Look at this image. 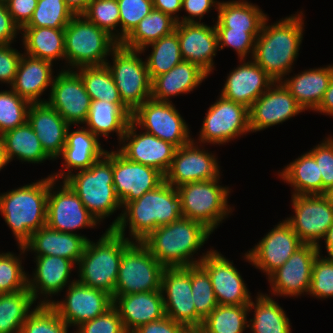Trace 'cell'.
<instances>
[{
  "label": "cell",
  "mask_w": 333,
  "mask_h": 333,
  "mask_svg": "<svg viewBox=\"0 0 333 333\" xmlns=\"http://www.w3.org/2000/svg\"><path fill=\"white\" fill-rule=\"evenodd\" d=\"M110 227L116 233L126 236L129 225L131 242H142L159 226L183 218L182 200L177 188L164 181L157 188L144 193L140 198L127 203ZM127 224V225H126ZM133 239V240H132Z\"/></svg>",
  "instance_id": "1"
},
{
  "label": "cell",
  "mask_w": 333,
  "mask_h": 333,
  "mask_svg": "<svg viewBox=\"0 0 333 333\" xmlns=\"http://www.w3.org/2000/svg\"><path fill=\"white\" fill-rule=\"evenodd\" d=\"M297 12L267 25V17L255 40L252 60L275 82L281 81L292 71L303 40L304 14Z\"/></svg>",
  "instance_id": "2"
},
{
  "label": "cell",
  "mask_w": 333,
  "mask_h": 333,
  "mask_svg": "<svg viewBox=\"0 0 333 333\" xmlns=\"http://www.w3.org/2000/svg\"><path fill=\"white\" fill-rule=\"evenodd\" d=\"M211 234L202 223L180 218L159 226L142 243L164 268L187 267L199 264L209 252L193 257Z\"/></svg>",
  "instance_id": "3"
},
{
  "label": "cell",
  "mask_w": 333,
  "mask_h": 333,
  "mask_svg": "<svg viewBox=\"0 0 333 333\" xmlns=\"http://www.w3.org/2000/svg\"><path fill=\"white\" fill-rule=\"evenodd\" d=\"M48 177L0 195V213L12 230L18 246L46 226Z\"/></svg>",
  "instance_id": "4"
},
{
  "label": "cell",
  "mask_w": 333,
  "mask_h": 333,
  "mask_svg": "<svg viewBox=\"0 0 333 333\" xmlns=\"http://www.w3.org/2000/svg\"><path fill=\"white\" fill-rule=\"evenodd\" d=\"M131 243L113 229H106L96 243L89 239L77 263L76 280L113 298L122 254Z\"/></svg>",
  "instance_id": "5"
},
{
  "label": "cell",
  "mask_w": 333,
  "mask_h": 333,
  "mask_svg": "<svg viewBox=\"0 0 333 333\" xmlns=\"http://www.w3.org/2000/svg\"><path fill=\"white\" fill-rule=\"evenodd\" d=\"M78 195L86 209L100 222L122 208L113 185V151L106 153L88 169L76 170L64 180Z\"/></svg>",
  "instance_id": "6"
},
{
  "label": "cell",
  "mask_w": 333,
  "mask_h": 333,
  "mask_svg": "<svg viewBox=\"0 0 333 333\" xmlns=\"http://www.w3.org/2000/svg\"><path fill=\"white\" fill-rule=\"evenodd\" d=\"M65 63L68 70L102 66L119 42L82 14L75 15L64 29ZM71 66V67H70Z\"/></svg>",
  "instance_id": "7"
},
{
  "label": "cell",
  "mask_w": 333,
  "mask_h": 333,
  "mask_svg": "<svg viewBox=\"0 0 333 333\" xmlns=\"http://www.w3.org/2000/svg\"><path fill=\"white\" fill-rule=\"evenodd\" d=\"M217 179L191 182L177 188L182 200L183 218L202 223L212 233L229 213V187L219 185Z\"/></svg>",
  "instance_id": "8"
},
{
  "label": "cell",
  "mask_w": 333,
  "mask_h": 333,
  "mask_svg": "<svg viewBox=\"0 0 333 333\" xmlns=\"http://www.w3.org/2000/svg\"><path fill=\"white\" fill-rule=\"evenodd\" d=\"M142 52L119 43L111 52L113 62L105 64L112 74L122 102L133 112L151 98V79Z\"/></svg>",
  "instance_id": "9"
},
{
  "label": "cell",
  "mask_w": 333,
  "mask_h": 333,
  "mask_svg": "<svg viewBox=\"0 0 333 333\" xmlns=\"http://www.w3.org/2000/svg\"><path fill=\"white\" fill-rule=\"evenodd\" d=\"M163 270L142 242H132L123 251L114 295L160 290Z\"/></svg>",
  "instance_id": "10"
},
{
  "label": "cell",
  "mask_w": 333,
  "mask_h": 333,
  "mask_svg": "<svg viewBox=\"0 0 333 333\" xmlns=\"http://www.w3.org/2000/svg\"><path fill=\"white\" fill-rule=\"evenodd\" d=\"M131 121L141 131L171 143L176 148L188 144L191 138L188 124L172 102L146 100L133 112Z\"/></svg>",
  "instance_id": "11"
},
{
  "label": "cell",
  "mask_w": 333,
  "mask_h": 333,
  "mask_svg": "<svg viewBox=\"0 0 333 333\" xmlns=\"http://www.w3.org/2000/svg\"><path fill=\"white\" fill-rule=\"evenodd\" d=\"M56 182L48 176L46 226L55 231L73 234L77 229L96 227L99 222L73 189L65 181L57 189Z\"/></svg>",
  "instance_id": "12"
},
{
  "label": "cell",
  "mask_w": 333,
  "mask_h": 333,
  "mask_svg": "<svg viewBox=\"0 0 333 333\" xmlns=\"http://www.w3.org/2000/svg\"><path fill=\"white\" fill-rule=\"evenodd\" d=\"M294 215L285 219L303 244L318 247L321 254V239L333 226V206L322 194L292 195Z\"/></svg>",
  "instance_id": "13"
},
{
  "label": "cell",
  "mask_w": 333,
  "mask_h": 333,
  "mask_svg": "<svg viewBox=\"0 0 333 333\" xmlns=\"http://www.w3.org/2000/svg\"><path fill=\"white\" fill-rule=\"evenodd\" d=\"M206 112L200 129L199 142L202 144H226L234 138L251 132L249 109L243 104L218 96Z\"/></svg>",
  "instance_id": "14"
},
{
  "label": "cell",
  "mask_w": 333,
  "mask_h": 333,
  "mask_svg": "<svg viewBox=\"0 0 333 333\" xmlns=\"http://www.w3.org/2000/svg\"><path fill=\"white\" fill-rule=\"evenodd\" d=\"M66 288L63 300H51V306L69 326L80 324L104 314L113 306V298L105 291L74 281Z\"/></svg>",
  "instance_id": "15"
},
{
  "label": "cell",
  "mask_w": 333,
  "mask_h": 333,
  "mask_svg": "<svg viewBox=\"0 0 333 333\" xmlns=\"http://www.w3.org/2000/svg\"><path fill=\"white\" fill-rule=\"evenodd\" d=\"M55 75L48 101L70 125L84 124L87 120L91 99L80 75L75 70L61 69Z\"/></svg>",
  "instance_id": "16"
},
{
  "label": "cell",
  "mask_w": 333,
  "mask_h": 333,
  "mask_svg": "<svg viewBox=\"0 0 333 333\" xmlns=\"http://www.w3.org/2000/svg\"><path fill=\"white\" fill-rule=\"evenodd\" d=\"M303 245L290 224L280 221L243 256L268 277L280 268Z\"/></svg>",
  "instance_id": "17"
},
{
  "label": "cell",
  "mask_w": 333,
  "mask_h": 333,
  "mask_svg": "<svg viewBox=\"0 0 333 333\" xmlns=\"http://www.w3.org/2000/svg\"><path fill=\"white\" fill-rule=\"evenodd\" d=\"M192 139L188 144L176 148L165 181L178 188L191 182L207 181L220 177L217 157L198 147Z\"/></svg>",
  "instance_id": "18"
},
{
  "label": "cell",
  "mask_w": 333,
  "mask_h": 333,
  "mask_svg": "<svg viewBox=\"0 0 333 333\" xmlns=\"http://www.w3.org/2000/svg\"><path fill=\"white\" fill-rule=\"evenodd\" d=\"M160 290L165 315L175 322L183 324L190 331L196 330V309L191 289V266L164 268Z\"/></svg>",
  "instance_id": "19"
},
{
  "label": "cell",
  "mask_w": 333,
  "mask_h": 333,
  "mask_svg": "<svg viewBox=\"0 0 333 333\" xmlns=\"http://www.w3.org/2000/svg\"><path fill=\"white\" fill-rule=\"evenodd\" d=\"M164 181L165 175L157 169L130 161L118 150L113 151V185L122 208Z\"/></svg>",
  "instance_id": "20"
},
{
  "label": "cell",
  "mask_w": 333,
  "mask_h": 333,
  "mask_svg": "<svg viewBox=\"0 0 333 333\" xmlns=\"http://www.w3.org/2000/svg\"><path fill=\"white\" fill-rule=\"evenodd\" d=\"M319 254L318 247L303 244L293 255L268 278L273 296H301L308 294L312 267Z\"/></svg>",
  "instance_id": "21"
},
{
  "label": "cell",
  "mask_w": 333,
  "mask_h": 333,
  "mask_svg": "<svg viewBox=\"0 0 333 333\" xmlns=\"http://www.w3.org/2000/svg\"><path fill=\"white\" fill-rule=\"evenodd\" d=\"M209 274L219 305H249L251 293L242 276L221 252L209 250L199 263Z\"/></svg>",
  "instance_id": "22"
},
{
  "label": "cell",
  "mask_w": 333,
  "mask_h": 333,
  "mask_svg": "<svg viewBox=\"0 0 333 333\" xmlns=\"http://www.w3.org/2000/svg\"><path fill=\"white\" fill-rule=\"evenodd\" d=\"M138 126L132 121L117 150L128 160L153 167L164 175L170 168L176 147L146 132L136 133ZM122 144V145H121Z\"/></svg>",
  "instance_id": "23"
},
{
  "label": "cell",
  "mask_w": 333,
  "mask_h": 333,
  "mask_svg": "<svg viewBox=\"0 0 333 333\" xmlns=\"http://www.w3.org/2000/svg\"><path fill=\"white\" fill-rule=\"evenodd\" d=\"M304 112L281 81L274 82L249 108L251 132L283 123Z\"/></svg>",
  "instance_id": "24"
},
{
  "label": "cell",
  "mask_w": 333,
  "mask_h": 333,
  "mask_svg": "<svg viewBox=\"0 0 333 333\" xmlns=\"http://www.w3.org/2000/svg\"><path fill=\"white\" fill-rule=\"evenodd\" d=\"M175 30L183 61L197 65L210 75L215 66L213 57L219 50L215 25L208 26L204 22L177 23Z\"/></svg>",
  "instance_id": "25"
},
{
  "label": "cell",
  "mask_w": 333,
  "mask_h": 333,
  "mask_svg": "<svg viewBox=\"0 0 333 333\" xmlns=\"http://www.w3.org/2000/svg\"><path fill=\"white\" fill-rule=\"evenodd\" d=\"M240 64L228 74L220 95L249 109L275 81L251 58Z\"/></svg>",
  "instance_id": "26"
},
{
  "label": "cell",
  "mask_w": 333,
  "mask_h": 333,
  "mask_svg": "<svg viewBox=\"0 0 333 333\" xmlns=\"http://www.w3.org/2000/svg\"><path fill=\"white\" fill-rule=\"evenodd\" d=\"M36 268L33 271L32 278L28 275V290L34 300L39 295L44 297L38 304H51L52 295H57L67 285L76 281H69L71 272L74 268V262L58 256H35ZM69 282V283H68ZM42 294V295H41Z\"/></svg>",
  "instance_id": "27"
},
{
  "label": "cell",
  "mask_w": 333,
  "mask_h": 333,
  "mask_svg": "<svg viewBox=\"0 0 333 333\" xmlns=\"http://www.w3.org/2000/svg\"><path fill=\"white\" fill-rule=\"evenodd\" d=\"M88 240V237L82 234L55 231L44 226L33 232L29 240L18 248L22 254L33 251L36 256H58L77 265Z\"/></svg>",
  "instance_id": "28"
},
{
  "label": "cell",
  "mask_w": 333,
  "mask_h": 333,
  "mask_svg": "<svg viewBox=\"0 0 333 333\" xmlns=\"http://www.w3.org/2000/svg\"><path fill=\"white\" fill-rule=\"evenodd\" d=\"M70 126L67 130L66 142L60 156L63 158L62 168L64 171L53 173L50 176L58 182L64 181L75 170L88 169L95 161L100 159L107 150L103 149L99 138L89 131L85 126L79 127L77 130H71ZM68 171V172H66ZM60 178V179H59Z\"/></svg>",
  "instance_id": "29"
},
{
  "label": "cell",
  "mask_w": 333,
  "mask_h": 333,
  "mask_svg": "<svg viewBox=\"0 0 333 333\" xmlns=\"http://www.w3.org/2000/svg\"><path fill=\"white\" fill-rule=\"evenodd\" d=\"M162 297L161 290L113 296V306L127 333L166 316Z\"/></svg>",
  "instance_id": "30"
},
{
  "label": "cell",
  "mask_w": 333,
  "mask_h": 333,
  "mask_svg": "<svg viewBox=\"0 0 333 333\" xmlns=\"http://www.w3.org/2000/svg\"><path fill=\"white\" fill-rule=\"evenodd\" d=\"M28 123L39 138L45 153L55 160L60 158L66 142L69 124L47 102L31 103Z\"/></svg>",
  "instance_id": "31"
},
{
  "label": "cell",
  "mask_w": 333,
  "mask_h": 333,
  "mask_svg": "<svg viewBox=\"0 0 333 333\" xmlns=\"http://www.w3.org/2000/svg\"><path fill=\"white\" fill-rule=\"evenodd\" d=\"M53 63L40 58L22 54L15 80L11 89L30 103L46 102L40 96L52 86ZM40 98V99H39Z\"/></svg>",
  "instance_id": "32"
},
{
  "label": "cell",
  "mask_w": 333,
  "mask_h": 333,
  "mask_svg": "<svg viewBox=\"0 0 333 333\" xmlns=\"http://www.w3.org/2000/svg\"><path fill=\"white\" fill-rule=\"evenodd\" d=\"M208 76L197 65L182 61L167 73L161 74L152 80L151 98L160 102H172L170 97L190 93Z\"/></svg>",
  "instance_id": "33"
},
{
  "label": "cell",
  "mask_w": 333,
  "mask_h": 333,
  "mask_svg": "<svg viewBox=\"0 0 333 333\" xmlns=\"http://www.w3.org/2000/svg\"><path fill=\"white\" fill-rule=\"evenodd\" d=\"M332 76L333 64H329L326 67L302 71L290 78H283L281 82L304 111H314L320 105Z\"/></svg>",
  "instance_id": "34"
},
{
  "label": "cell",
  "mask_w": 333,
  "mask_h": 333,
  "mask_svg": "<svg viewBox=\"0 0 333 333\" xmlns=\"http://www.w3.org/2000/svg\"><path fill=\"white\" fill-rule=\"evenodd\" d=\"M1 136L4 157L10 163L15 157L21 162L40 164L52 160L44 151L39 138L28 121Z\"/></svg>",
  "instance_id": "35"
},
{
  "label": "cell",
  "mask_w": 333,
  "mask_h": 333,
  "mask_svg": "<svg viewBox=\"0 0 333 333\" xmlns=\"http://www.w3.org/2000/svg\"><path fill=\"white\" fill-rule=\"evenodd\" d=\"M20 34L25 54L52 63L65 60L64 29L23 27Z\"/></svg>",
  "instance_id": "36"
},
{
  "label": "cell",
  "mask_w": 333,
  "mask_h": 333,
  "mask_svg": "<svg viewBox=\"0 0 333 333\" xmlns=\"http://www.w3.org/2000/svg\"><path fill=\"white\" fill-rule=\"evenodd\" d=\"M215 28L238 31H261L267 14L258 5L246 0L221 1L218 4Z\"/></svg>",
  "instance_id": "37"
},
{
  "label": "cell",
  "mask_w": 333,
  "mask_h": 333,
  "mask_svg": "<svg viewBox=\"0 0 333 333\" xmlns=\"http://www.w3.org/2000/svg\"><path fill=\"white\" fill-rule=\"evenodd\" d=\"M294 188L292 195L323 194V180L315 158L307 151L278 173Z\"/></svg>",
  "instance_id": "38"
},
{
  "label": "cell",
  "mask_w": 333,
  "mask_h": 333,
  "mask_svg": "<svg viewBox=\"0 0 333 333\" xmlns=\"http://www.w3.org/2000/svg\"><path fill=\"white\" fill-rule=\"evenodd\" d=\"M131 118L115 103L95 100L91 101L86 128L98 138L103 136L108 139L115 132L121 141Z\"/></svg>",
  "instance_id": "39"
},
{
  "label": "cell",
  "mask_w": 333,
  "mask_h": 333,
  "mask_svg": "<svg viewBox=\"0 0 333 333\" xmlns=\"http://www.w3.org/2000/svg\"><path fill=\"white\" fill-rule=\"evenodd\" d=\"M255 303L250 301L248 309H254L253 319L248 322L252 333H291V324L286 312L268 294H258Z\"/></svg>",
  "instance_id": "40"
},
{
  "label": "cell",
  "mask_w": 333,
  "mask_h": 333,
  "mask_svg": "<svg viewBox=\"0 0 333 333\" xmlns=\"http://www.w3.org/2000/svg\"><path fill=\"white\" fill-rule=\"evenodd\" d=\"M177 21L170 15L152 9L121 42L124 47L145 52L149 44L175 31Z\"/></svg>",
  "instance_id": "41"
},
{
  "label": "cell",
  "mask_w": 333,
  "mask_h": 333,
  "mask_svg": "<svg viewBox=\"0 0 333 333\" xmlns=\"http://www.w3.org/2000/svg\"><path fill=\"white\" fill-rule=\"evenodd\" d=\"M76 72L80 75L91 101L101 100L117 104L130 118L132 111L122 102L112 74L106 65L83 66Z\"/></svg>",
  "instance_id": "42"
},
{
  "label": "cell",
  "mask_w": 333,
  "mask_h": 333,
  "mask_svg": "<svg viewBox=\"0 0 333 333\" xmlns=\"http://www.w3.org/2000/svg\"><path fill=\"white\" fill-rule=\"evenodd\" d=\"M34 303L28 289L0 294V333H20Z\"/></svg>",
  "instance_id": "43"
},
{
  "label": "cell",
  "mask_w": 333,
  "mask_h": 333,
  "mask_svg": "<svg viewBox=\"0 0 333 333\" xmlns=\"http://www.w3.org/2000/svg\"><path fill=\"white\" fill-rule=\"evenodd\" d=\"M248 305H217L203 320L200 333H243L248 327Z\"/></svg>",
  "instance_id": "44"
},
{
  "label": "cell",
  "mask_w": 333,
  "mask_h": 333,
  "mask_svg": "<svg viewBox=\"0 0 333 333\" xmlns=\"http://www.w3.org/2000/svg\"><path fill=\"white\" fill-rule=\"evenodd\" d=\"M149 46L152 50L145 62L151 81L183 61L176 30L149 44Z\"/></svg>",
  "instance_id": "45"
},
{
  "label": "cell",
  "mask_w": 333,
  "mask_h": 333,
  "mask_svg": "<svg viewBox=\"0 0 333 333\" xmlns=\"http://www.w3.org/2000/svg\"><path fill=\"white\" fill-rule=\"evenodd\" d=\"M191 289L196 309V330H198L203 320L218 305L211 278L200 264L191 265Z\"/></svg>",
  "instance_id": "46"
},
{
  "label": "cell",
  "mask_w": 333,
  "mask_h": 333,
  "mask_svg": "<svg viewBox=\"0 0 333 333\" xmlns=\"http://www.w3.org/2000/svg\"><path fill=\"white\" fill-rule=\"evenodd\" d=\"M74 16L64 0H38L30 21L24 27L65 29Z\"/></svg>",
  "instance_id": "47"
},
{
  "label": "cell",
  "mask_w": 333,
  "mask_h": 333,
  "mask_svg": "<svg viewBox=\"0 0 333 333\" xmlns=\"http://www.w3.org/2000/svg\"><path fill=\"white\" fill-rule=\"evenodd\" d=\"M31 103L18 96L11 88L0 91V135L25 124Z\"/></svg>",
  "instance_id": "48"
},
{
  "label": "cell",
  "mask_w": 333,
  "mask_h": 333,
  "mask_svg": "<svg viewBox=\"0 0 333 333\" xmlns=\"http://www.w3.org/2000/svg\"><path fill=\"white\" fill-rule=\"evenodd\" d=\"M69 327L50 304H37L20 333H68Z\"/></svg>",
  "instance_id": "49"
},
{
  "label": "cell",
  "mask_w": 333,
  "mask_h": 333,
  "mask_svg": "<svg viewBox=\"0 0 333 333\" xmlns=\"http://www.w3.org/2000/svg\"><path fill=\"white\" fill-rule=\"evenodd\" d=\"M20 255L22 254L17 256L12 252L0 253V294L28 289V274L22 267Z\"/></svg>",
  "instance_id": "50"
},
{
  "label": "cell",
  "mask_w": 333,
  "mask_h": 333,
  "mask_svg": "<svg viewBox=\"0 0 333 333\" xmlns=\"http://www.w3.org/2000/svg\"><path fill=\"white\" fill-rule=\"evenodd\" d=\"M82 15L118 41L120 14L117 0H91Z\"/></svg>",
  "instance_id": "51"
},
{
  "label": "cell",
  "mask_w": 333,
  "mask_h": 333,
  "mask_svg": "<svg viewBox=\"0 0 333 333\" xmlns=\"http://www.w3.org/2000/svg\"><path fill=\"white\" fill-rule=\"evenodd\" d=\"M120 14L118 42L121 43L153 9L152 0H117ZM120 31V32H119Z\"/></svg>",
  "instance_id": "52"
},
{
  "label": "cell",
  "mask_w": 333,
  "mask_h": 333,
  "mask_svg": "<svg viewBox=\"0 0 333 333\" xmlns=\"http://www.w3.org/2000/svg\"><path fill=\"white\" fill-rule=\"evenodd\" d=\"M308 295L318 299L333 297V258L317 255L312 267Z\"/></svg>",
  "instance_id": "53"
},
{
  "label": "cell",
  "mask_w": 333,
  "mask_h": 333,
  "mask_svg": "<svg viewBox=\"0 0 333 333\" xmlns=\"http://www.w3.org/2000/svg\"><path fill=\"white\" fill-rule=\"evenodd\" d=\"M218 36L219 51L224 47H232L236 51L239 60L253 57L255 49V40L260 34V31H238L232 28H216Z\"/></svg>",
  "instance_id": "54"
},
{
  "label": "cell",
  "mask_w": 333,
  "mask_h": 333,
  "mask_svg": "<svg viewBox=\"0 0 333 333\" xmlns=\"http://www.w3.org/2000/svg\"><path fill=\"white\" fill-rule=\"evenodd\" d=\"M76 333H127L117 309L112 306L104 314L75 327ZM74 332V333H75Z\"/></svg>",
  "instance_id": "55"
},
{
  "label": "cell",
  "mask_w": 333,
  "mask_h": 333,
  "mask_svg": "<svg viewBox=\"0 0 333 333\" xmlns=\"http://www.w3.org/2000/svg\"><path fill=\"white\" fill-rule=\"evenodd\" d=\"M309 153L315 158L323 180V193L333 185V138L329 136L321 144L314 146Z\"/></svg>",
  "instance_id": "56"
},
{
  "label": "cell",
  "mask_w": 333,
  "mask_h": 333,
  "mask_svg": "<svg viewBox=\"0 0 333 333\" xmlns=\"http://www.w3.org/2000/svg\"><path fill=\"white\" fill-rule=\"evenodd\" d=\"M23 53L18 52L11 44H0V81L13 84Z\"/></svg>",
  "instance_id": "57"
},
{
  "label": "cell",
  "mask_w": 333,
  "mask_h": 333,
  "mask_svg": "<svg viewBox=\"0 0 333 333\" xmlns=\"http://www.w3.org/2000/svg\"><path fill=\"white\" fill-rule=\"evenodd\" d=\"M219 2L216 0H182V9L187 12L188 16L179 19V23H199L198 19L197 21L195 19L199 17L201 21L204 14L210 12L213 6V9L217 11Z\"/></svg>",
  "instance_id": "58"
},
{
  "label": "cell",
  "mask_w": 333,
  "mask_h": 333,
  "mask_svg": "<svg viewBox=\"0 0 333 333\" xmlns=\"http://www.w3.org/2000/svg\"><path fill=\"white\" fill-rule=\"evenodd\" d=\"M38 0H7L5 2L13 21L22 29L31 19Z\"/></svg>",
  "instance_id": "59"
},
{
  "label": "cell",
  "mask_w": 333,
  "mask_h": 333,
  "mask_svg": "<svg viewBox=\"0 0 333 333\" xmlns=\"http://www.w3.org/2000/svg\"><path fill=\"white\" fill-rule=\"evenodd\" d=\"M190 330L179 322L164 316L147 324L141 325L133 333H189Z\"/></svg>",
  "instance_id": "60"
},
{
  "label": "cell",
  "mask_w": 333,
  "mask_h": 333,
  "mask_svg": "<svg viewBox=\"0 0 333 333\" xmlns=\"http://www.w3.org/2000/svg\"><path fill=\"white\" fill-rule=\"evenodd\" d=\"M19 32L21 29L13 21L6 4L0 2V44H12Z\"/></svg>",
  "instance_id": "61"
},
{
  "label": "cell",
  "mask_w": 333,
  "mask_h": 333,
  "mask_svg": "<svg viewBox=\"0 0 333 333\" xmlns=\"http://www.w3.org/2000/svg\"><path fill=\"white\" fill-rule=\"evenodd\" d=\"M153 8L170 15L179 23L180 17L176 15L182 10V0H152Z\"/></svg>",
  "instance_id": "62"
},
{
  "label": "cell",
  "mask_w": 333,
  "mask_h": 333,
  "mask_svg": "<svg viewBox=\"0 0 333 333\" xmlns=\"http://www.w3.org/2000/svg\"><path fill=\"white\" fill-rule=\"evenodd\" d=\"M314 111L333 116V76L329 82L326 92L324 93L320 105Z\"/></svg>",
  "instance_id": "63"
},
{
  "label": "cell",
  "mask_w": 333,
  "mask_h": 333,
  "mask_svg": "<svg viewBox=\"0 0 333 333\" xmlns=\"http://www.w3.org/2000/svg\"><path fill=\"white\" fill-rule=\"evenodd\" d=\"M75 15L82 14L91 0H64Z\"/></svg>",
  "instance_id": "64"
},
{
  "label": "cell",
  "mask_w": 333,
  "mask_h": 333,
  "mask_svg": "<svg viewBox=\"0 0 333 333\" xmlns=\"http://www.w3.org/2000/svg\"><path fill=\"white\" fill-rule=\"evenodd\" d=\"M325 240V248L328 253V257L333 258V226L330 227L324 237Z\"/></svg>",
  "instance_id": "65"
},
{
  "label": "cell",
  "mask_w": 333,
  "mask_h": 333,
  "mask_svg": "<svg viewBox=\"0 0 333 333\" xmlns=\"http://www.w3.org/2000/svg\"><path fill=\"white\" fill-rule=\"evenodd\" d=\"M322 195L333 206V185L328 187Z\"/></svg>",
  "instance_id": "66"
},
{
  "label": "cell",
  "mask_w": 333,
  "mask_h": 333,
  "mask_svg": "<svg viewBox=\"0 0 333 333\" xmlns=\"http://www.w3.org/2000/svg\"><path fill=\"white\" fill-rule=\"evenodd\" d=\"M7 165V162L4 157L3 143L0 136V171Z\"/></svg>",
  "instance_id": "67"
},
{
  "label": "cell",
  "mask_w": 333,
  "mask_h": 333,
  "mask_svg": "<svg viewBox=\"0 0 333 333\" xmlns=\"http://www.w3.org/2000/svg\"><path fill=\"white\" fill-rule=\"evenodd\" d=\"M189 333H200L198 330H192Z\"/></svg>",
  "instance_id": "68"
},
{
  "label": "cell",
  "mask_w": 333,
  "mask_h": 333,
  "mask_svg": "<svg viewBox=\"0 0 333 333\" xmlns=\"http://www.w3.org/2000/svg\"><path fill=\"white\" fill-rule=\"evenodd\" d=\"M7 0H0V2L5 3Z\"/></svg>",
  "instance_id": "69"
}]
</instances>
